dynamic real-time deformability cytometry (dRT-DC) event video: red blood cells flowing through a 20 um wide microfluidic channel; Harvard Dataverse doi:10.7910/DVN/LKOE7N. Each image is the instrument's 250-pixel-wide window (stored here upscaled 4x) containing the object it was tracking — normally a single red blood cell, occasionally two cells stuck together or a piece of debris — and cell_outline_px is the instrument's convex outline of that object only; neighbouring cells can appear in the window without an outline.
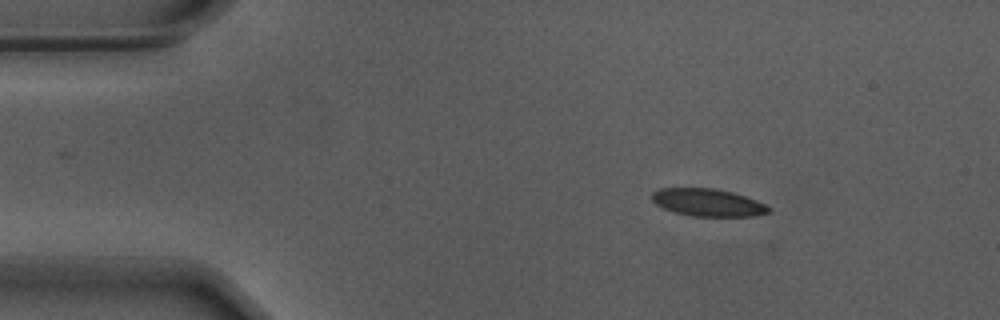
{"species": "Egyptian fruit bat (a non-hibernating species)", "species_latin": "Rousettus aegyptiacus", "temperature_condition": "warm", "stored_images_in_passage": 48, "camera_frame_rate_fps": 3000, "um_per_image_px": 0.085, "animal": {"sex": "male"}, "frame": {"image": 1, "passage_image": 1, "time_ms": 0.0, "image_size_px": [1000, 320], "cell_outline_px": [[772, 208], [768, 212], [752, 216], [692, 216], [676, 212], [664, 208], [656, 204], [652, 200], [652, 192], [660, 188], [712, 188], [732, 192], [756, 200]], "centroid_in_image_um": [60.15, 17.21], "position_along_channel_um": 24.9, "area_um2": 18.5}}
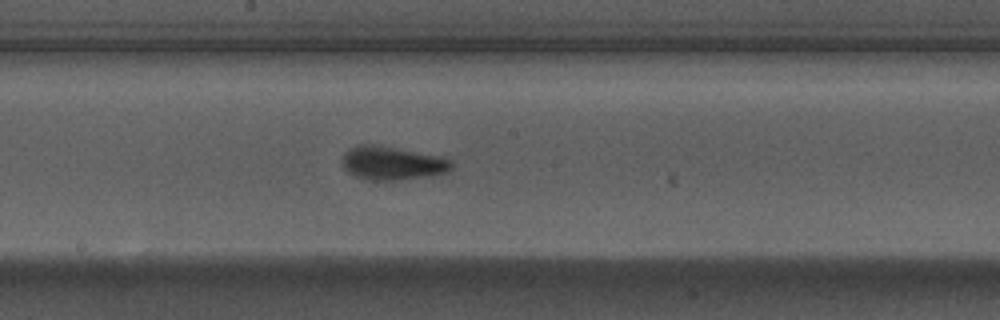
{"frame": {"image": 2, "passage_image": 22, "time_ms": 7.0, "image_size_px": [1000, 320], "cell_outline_px": [[452, 168], [448, 172], [432, 176], [392, 180], [368, 180], [356, 176], [348, 172], [344, 168], [344, 152], [352, 148], [364, 144], [376, 144], [440, 156], [452, 160]], "centroid_in_image_um": [33.39, 13.87], "position_along_channel_um": 214.8, "area_um2": 21.21}}
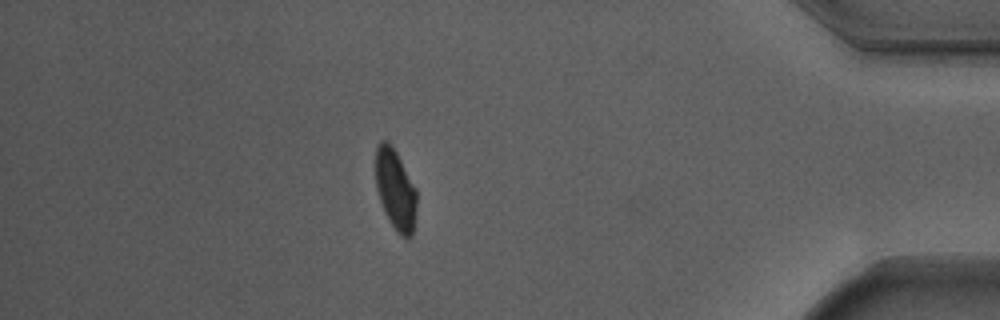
{"frame": {"image": 3, "passage_image": 41, "time_ms": 13.333, "image_size_px": [1000, 320], "cell_outline_px": [[416, 208], [412, 236], [408, 240], [400, 236], [396, 232], [388, 220], [384, 212], [376, 188], [376, 148], [380, 140], [388, 140], [396, 152], [416, 188]], "centroid_in_image_um": [33.61, 16.15], "position_along_channel_um": 401.6, "area_um2": 19.42}, "authors_computed_cell_mechanics": {"area_um2": 19.8254, "velocity_mm_per_s": 3.6762, "shape_relaxation_time_tau1_ms": 3.2178, "shape_relaxation_time_tau2_ms": null, "deformation_change_tau1": 0.1176, "deformation_change_tau2": null}}